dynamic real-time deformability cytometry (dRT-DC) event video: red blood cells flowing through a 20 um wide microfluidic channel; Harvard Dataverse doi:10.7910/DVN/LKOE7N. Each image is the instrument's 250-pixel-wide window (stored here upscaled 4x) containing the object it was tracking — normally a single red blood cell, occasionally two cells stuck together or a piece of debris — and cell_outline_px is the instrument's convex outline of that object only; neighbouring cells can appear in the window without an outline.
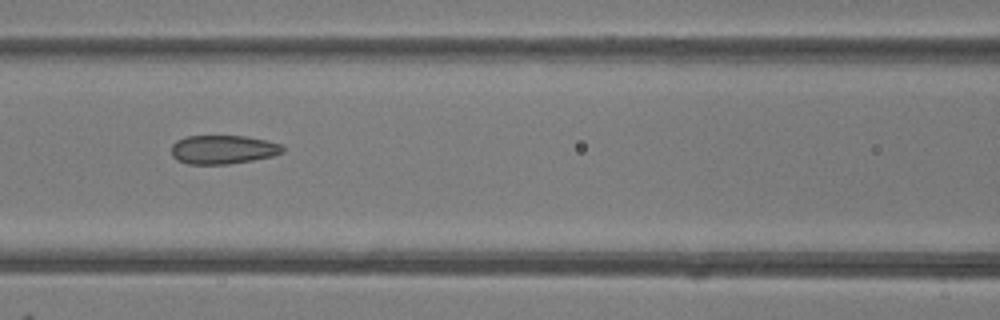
{"species": "common noctule bat (a hibernating species)", "species_latin": "Nyctalus noctula", "temperature_condition": "room temperature", "stored_images_in_passage": 6, "camera_frame_rate_fps": 3000, "um_per_image_px": 0.085, "animal": {"sex": "female"}, "frame": {"image": 1, "passage_image": 6, "time_ms": 6.333, "image_size_px": [1000, 320], "cell_outline_px": [[284, 152], [272, 156], [252, 160], [228, 164], [188, 164], [176, 160], [172, 156], [172, 144], [176, 140], [188, 136], [244, 136], [264, 140], [280, 144], [284, 148]], "centroid_in_image_um": [18.93, 12.71], "position_along_channel_um": 147.7, "area_um2": 18.61}}